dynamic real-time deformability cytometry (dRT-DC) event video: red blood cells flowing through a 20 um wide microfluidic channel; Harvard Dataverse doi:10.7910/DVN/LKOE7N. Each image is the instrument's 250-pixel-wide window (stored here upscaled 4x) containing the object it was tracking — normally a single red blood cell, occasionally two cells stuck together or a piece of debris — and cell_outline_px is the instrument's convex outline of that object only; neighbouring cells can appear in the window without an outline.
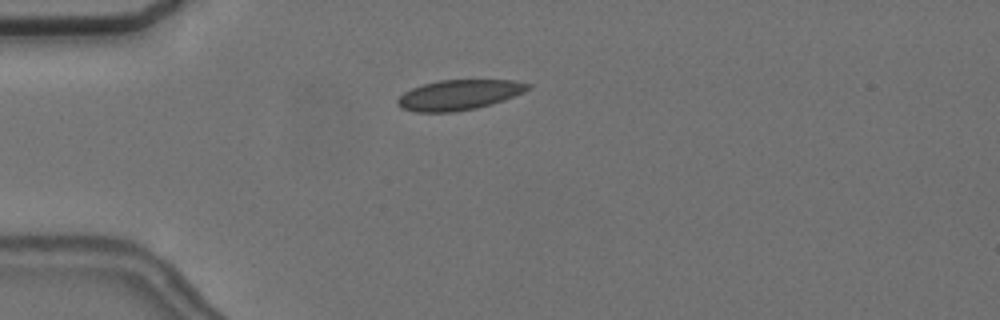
{"species": "common noctule bat (a hibernating species)", "species_latin": "Nyctalus noctula", "temperature_condition": "cold", "stored_images_in_passage": 43, "camera_frame_rate_fps": 3000, "um_per_image_px": 0.085, "animal": {"sex": "female", "body_mass_g": 24.6, "forearm_length_mm": 56.2}, "frame": {"image": 1, "passage_image": 1, "time_ms": 0.0, "image_size_px": [1000, 320], "cell_outline_px": [[532, 88], [524, 92], [504, 100], [492, 104], [476, 108], [452, 112], [416, 112], [400, 108], [396, 104], [396, 100], [404, 92], [412, 88], [424, 84], [440, 80], [516, 80], [532, 84]], "centroid_in_image_um": [39.03, 8.06], "position_along_channel_um": 46.0, "area_um2": 23.06}}
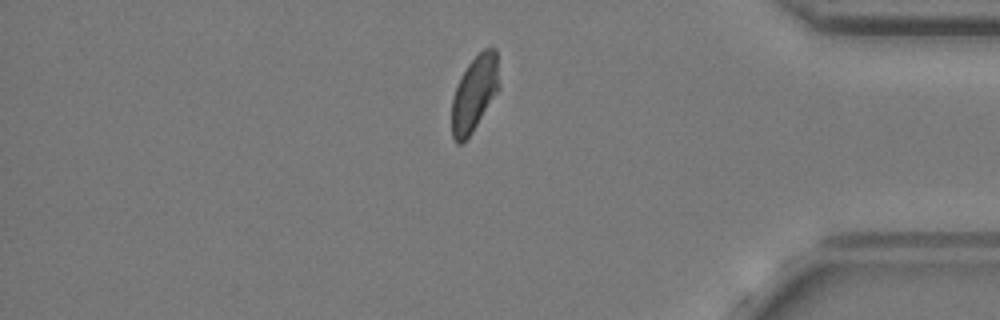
{"frame": {"image": 2, "passage_image": 34, "time_ms": 11.0, "image_size_px": [1000, 320], "cell_outline_px": [[500, 88], [472, 132], [460, 144], [456, 144], [452, 136], [452, 100], [460, 76], [468, 64], [484, 48], [496, 48], [500, 84]], "centroid_in_image_um": [40.34, 7.93], "position_along_channel_um": 394.9, "area_um2": 20.75}}
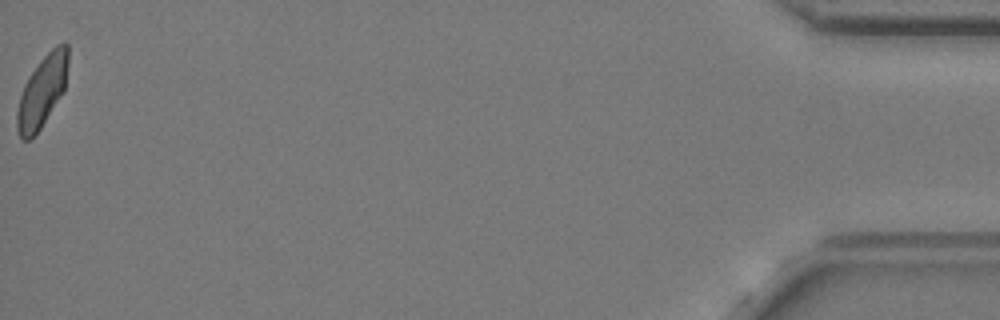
{"frame": {"image": 3, "passage_image": 43, "time_ms": 14.0, "image_size_px": [1000, 320], "cell_outline_px": [[68, 64], [64, 92], [40, 128], [28, 140], [24, 140], [20, 136], [16, 128], [16, 112], [20, 96], [24, 84], [28, 76], [40, 60], [56, 44], [64, 40], [68, 44]], "centroid_in_image_um": [3.59, 7.71], "position_along_channel_um": 431.6, "area_um2": 21.33}, "authors_computed_cell_mechanics": {"area_um2": 22.0796, "velocity_mm_per_s": 3.6064, "shape_relaxation_time_tau1_ms": null, "shape_relaxation_time_tau2_ms": 1.0305, "deformation_change_tau1": null, "deformation_change_tau2": 0.0347}}